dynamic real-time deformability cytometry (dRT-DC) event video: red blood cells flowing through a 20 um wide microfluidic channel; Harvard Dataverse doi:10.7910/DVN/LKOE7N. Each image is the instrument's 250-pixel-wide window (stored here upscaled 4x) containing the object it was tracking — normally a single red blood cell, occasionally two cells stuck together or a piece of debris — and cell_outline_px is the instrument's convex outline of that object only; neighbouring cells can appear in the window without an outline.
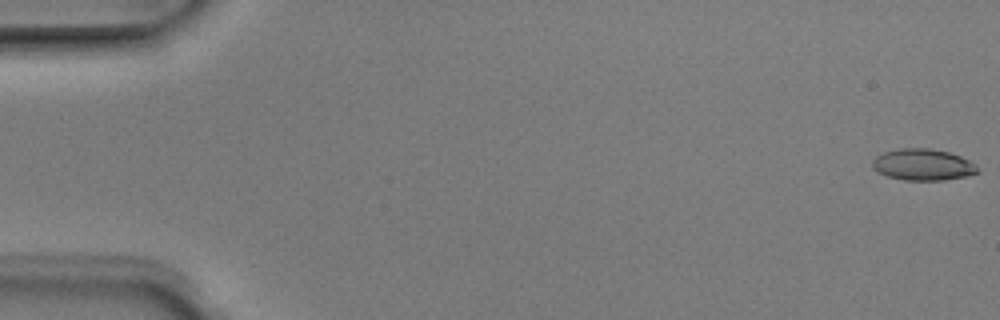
{"species": "Egyptian fruit bat (a non-hibernating species)", "species_latin": "Rousettus aegyptiacus", "temperature_condition": "room temperature", "stored_images_in_passage": 5, "camera_frame_rate_fps": 3000, "um_per_image_px": 0.085, "animal": {"sex": "male"}, "frame": {"image": 1, "passage_image": 1, "time_ms": 0.0, "image_size_px": [1000, 320], "cell_outline_px": [[980, 172], [968, 176], [944, 180], [904, 180], [888, 176], [876, 172], [872, 168], [872, 160], [876, 156], [884, 152], [900, 148], [932, 148], [948, 152], [972, 160], [976, 164]], "centroid_in_image_um": [78.47, 13.99], "position_along_channel_um": 6.5, "area_um2": 19.59}}